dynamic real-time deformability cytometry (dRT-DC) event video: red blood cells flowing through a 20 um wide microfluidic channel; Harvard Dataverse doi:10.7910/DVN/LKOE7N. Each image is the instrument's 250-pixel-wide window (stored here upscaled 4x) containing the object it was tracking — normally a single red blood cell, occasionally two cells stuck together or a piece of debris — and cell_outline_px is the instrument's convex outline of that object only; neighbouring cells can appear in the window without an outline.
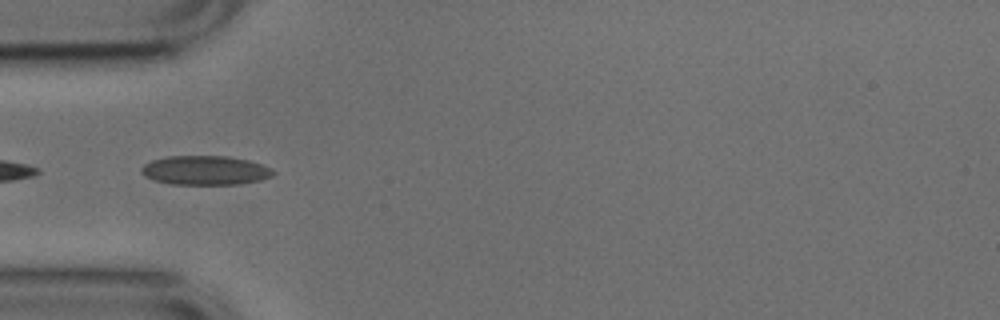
{"species": "common noctule bat (a hibernating species)", "species_latin": "Nyctalus noctula", "temperature_condition": "cold", "stored_images_in_passage": 26, "camera_frame_rate_fps": 3000, "um_per_image_px": 0.085, "animal": {"sex": "male", "body_mass_g": 17.9, "forearm_length_mm": 54.2}, "frame": {"image": 1, "passage_image": 14, "time_ms": 4.333, "image_size_px": [1000, 320], "cell_outline_px": [[276, 172], [272, 176], [260, 180], [240, 184], [172, 184], [156, 180], [144, 176], [140, 172], [140, 168], [144, 164], [152, 160], [168, 156], [228, 156], [248, 160], [272, 168]], "centroid_in_image_um": [17.45, 14.47], "position_along_channel_um": 67.6, "area_um2": 22.43}}